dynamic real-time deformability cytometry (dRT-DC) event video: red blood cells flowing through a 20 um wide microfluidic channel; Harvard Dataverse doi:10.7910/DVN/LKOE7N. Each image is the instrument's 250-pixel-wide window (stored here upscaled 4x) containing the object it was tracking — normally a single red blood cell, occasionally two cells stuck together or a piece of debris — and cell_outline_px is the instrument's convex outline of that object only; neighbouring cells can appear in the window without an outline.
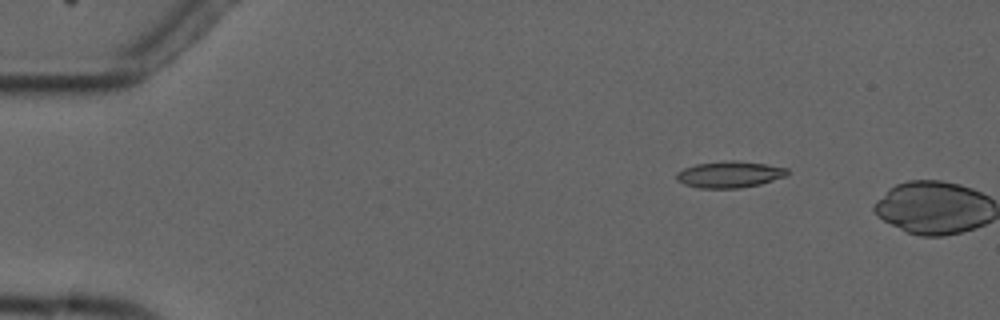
{"species": "common noctule bat (a hibernating species)", "species_latin": "Nyctalus noctula", "temperature_condition": "cold", "stored_images_in_passage": 5, "camera_frame_rate_fps": 3000, "um_per_image_px": 0.085, "animal": {"sex": "male", "forearm_length_mm": 52.5}, "frame": {"image": 1, "passage_image": 3, "time_ms": 2.333, "image_size_px": [1000, 320], "cell_outline_px": [[788, 176], [760, 184], [740, 188], [700, 188], [684, 184], [676, 180], [676, 172], [684, 168], [696, 164], [732, 160], [736, 160], [764, 164], [788, 168]], "centroid_in_image_um": [62.01, 14.83], "position_along_channel_um": 23.0, "area_um2": 17.11}}